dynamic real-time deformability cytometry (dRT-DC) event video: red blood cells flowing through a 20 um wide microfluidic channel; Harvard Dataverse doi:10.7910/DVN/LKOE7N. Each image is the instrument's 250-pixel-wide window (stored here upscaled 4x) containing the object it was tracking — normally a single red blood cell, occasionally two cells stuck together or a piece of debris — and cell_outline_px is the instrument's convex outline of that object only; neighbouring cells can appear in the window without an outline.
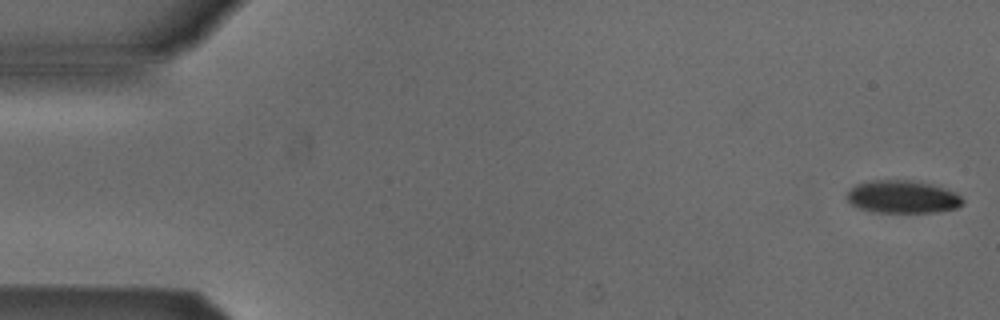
{"species": "Egyptian fruit bat (a non-hibernating species)", "species_latin": "Rousettus aegyptiacus", "temperature_condition": "cold", "stored_images_in_passage": 53, "camera_frame_rate_fps": 3000, "um_per_image_px": 0.085, "animal": {"sex": "male"}, "frame": {"image": 1, "passage_image": 1, "time_ms": 0.0, "image_size_px": [1000, 320], "cell_outline_px": [[964, 204], [956, 208], [936, 212], [872, 212], [860, 208], [852, 204], [848, 200], [848, 192], [856, 184], [872, 180], [912, 180], [932, 184], [956, 192], [964, 200]], "centroid_in_image_um": [76.76, 16.73], "position_along_channel_um": 8.2, "area_um2": 22.08}}
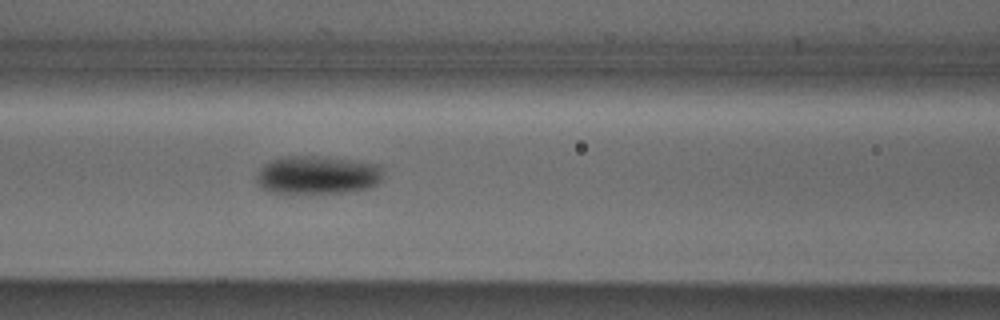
{"frame": {"image": 2, "passage_image": 22, "time_ms": 7.0, "image_size_px": [1000, 320], "cell_outline_px": [[380, 180], [372, 188], [348, 192], [264, 192], [260, 188], [256, 180], [256, 176], [260, 168], [264, 164], [272, 160], [284, 156], [320, 156], [380, 164]], "centroid_in_image_um": [26.94, 14.87], "position_along_channel_um": 139.7, "area_um2": 28.15}}
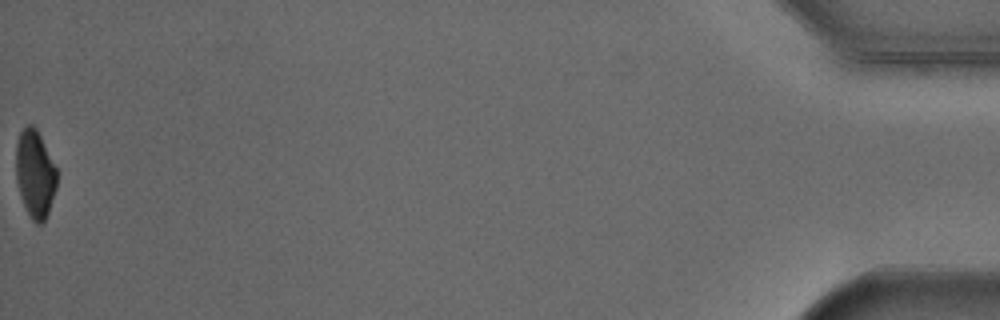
{"frame": {"image": 3, "passage_image": 53, "time_ms": 17.333, "image_size_px": [1000, 320], "cell_outline_px": [[56, 188], [48, 212], [44, 220], [40, 224], [36, 224], [32, 220], [24, 204], [16, 180], [16, 144], [20, 132], [28, 124], [32, 124], [36, 128], [56, 168]], "centroid_in_image_um": [2.97, 14.77], "position_along_channel_um": 432.2, "area_um2": 20.46}, "authors_computed_cell_mechanics": {"area_um2": 24.9696, "velocity_mm_per_s": 3.8657, "shape_relaxation_time_tau1_ms": 2.7966, "shape_relaxation_time_tau2_ms": null, "deformation_change_tau1": 0.1029, "deformation_change_tau2": null}}